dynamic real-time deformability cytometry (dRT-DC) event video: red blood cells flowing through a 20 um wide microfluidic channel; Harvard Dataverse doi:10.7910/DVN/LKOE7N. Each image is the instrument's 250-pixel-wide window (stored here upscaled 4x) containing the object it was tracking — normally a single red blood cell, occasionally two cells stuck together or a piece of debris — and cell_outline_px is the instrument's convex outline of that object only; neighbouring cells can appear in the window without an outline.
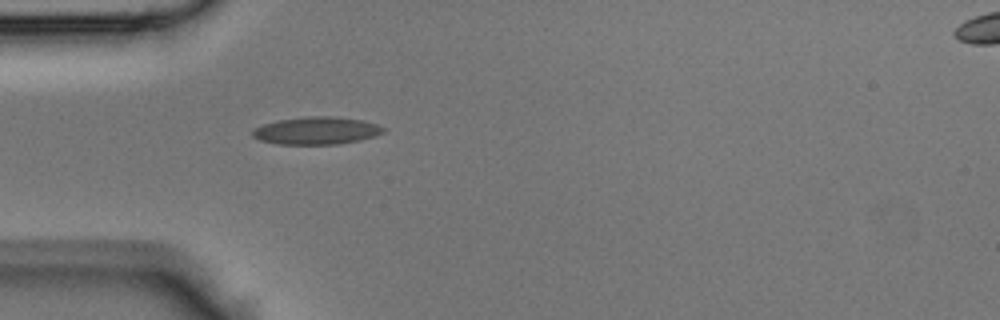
{"species": "Egyptian fruit bat (a non-hibernating species)", "species_latin": "Rousettus aegyptiacus", "temperature_condition": "room temperature", "stored_images_in_passage": 31, "camera_frame_rate_fps": 3000, "um_per_image_px": 0.085, "animal": {"sex": "male"}, "frame": {"image": 1, "passage_image": 1, "time_ms": 0.0, "image_size_px": [1000, 320], "cell_outline_px": [[388, 128], [384, 132], [360, 140], [336, 144], [276, 144], [260, 140], [252, 136], [252, 132], [256, 128], [264, 124], [280, 120], [312, 116], [328, 116], [364, 120]], "centroid_in_image_um": [26.93, 11.11], "position_along_channel_um": 58.1, "area_um2": 20.75}}
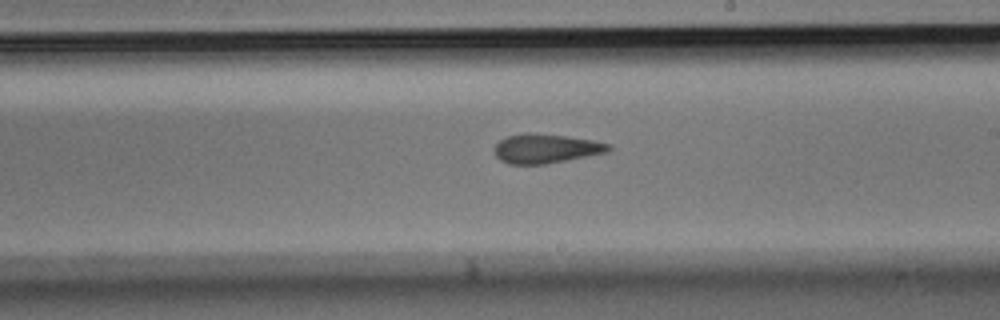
{"frame": {"image": 2, "passage_image": 13, "time_ms": 4.0, "image_size_px": [1000, 320], "cell_outline_px": [[612, 148], [608, 152], [568, 160], [544, 164], [508, 164], [500, 160], [496, 156], [492, 148], [500, 140], [508, 136], [524, 132], [528, 132], [568, 136], [592, 140], [612, 144]], "centroid_in_image_um": [46.39, 12.62], "position_along_channel_um": 242.6, "area_um2": 19.71}}
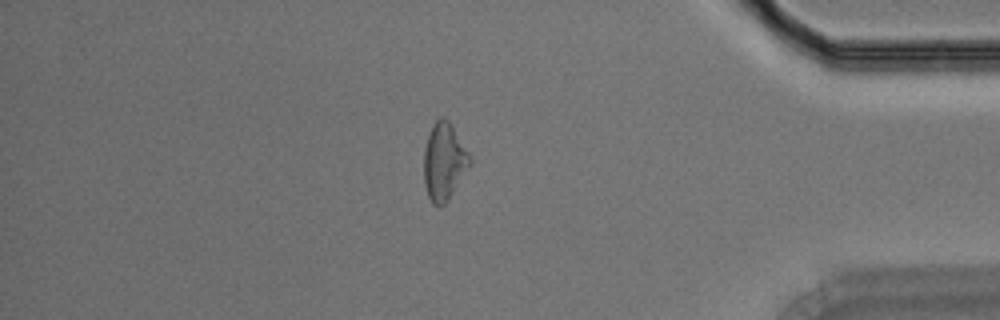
{"frame": {"image": 3, "passage_image": 25, "time_ms": 8.0, "image_size_px": [1000, 320], "cell_outline_px": [[472, 164], [444, 204], [432, 204], [428, 196], [424, 184], [424, 148], [432, 124], [440, 116], [444, 116], [452, 124], [468, 152], [472, 160]], "centroid_in_image_um": [37.74, 13.69], "position_along_channel_um": 397.5, "area_um2": 20.63}}